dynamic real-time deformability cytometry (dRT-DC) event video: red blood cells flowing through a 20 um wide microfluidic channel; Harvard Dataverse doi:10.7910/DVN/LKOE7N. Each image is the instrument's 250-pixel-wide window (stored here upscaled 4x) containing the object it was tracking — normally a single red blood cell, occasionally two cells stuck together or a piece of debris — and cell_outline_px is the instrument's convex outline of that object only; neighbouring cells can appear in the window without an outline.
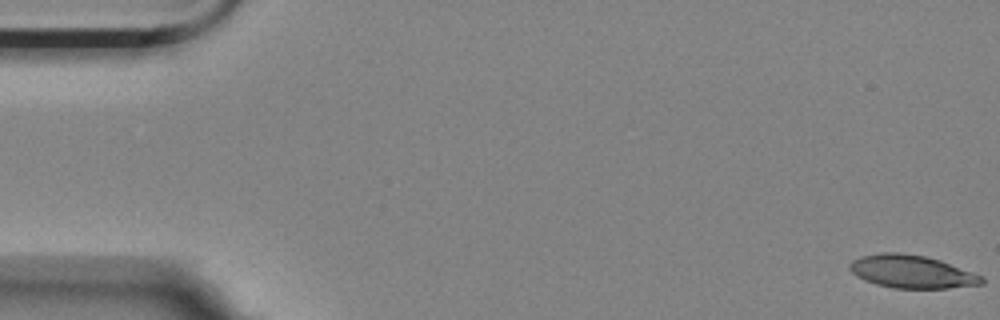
{"species": "Egyptian fruit bat (a non-hibernating species)", "species_latin": "Rousettus aegyptiacus", "temperature_condition": "room temperature", "stored_images_in_passage": 5, "camera_frame_rate_fps": 3000, "um_per_image_px": 0.085, "animal": {"sex": "female"}, "frame": {"image": 1, "passage_image": 1, "time_ms": 0.0, "image_size_px": [1000, 320], "cell_outline_px": [[984, 284], [948, 288], [896, 288], [876, 284], [864, 280], [856, 276], [848, 268], [848, 264], [852, 260], [860, 256], [880, 252], [896, 252], [924, 256], [940, 260], [984, 276]], "centroid_in_image_um": [77.48, 23.09], "position_along_channel_um": 7.5, "area_um2": 25.43}}